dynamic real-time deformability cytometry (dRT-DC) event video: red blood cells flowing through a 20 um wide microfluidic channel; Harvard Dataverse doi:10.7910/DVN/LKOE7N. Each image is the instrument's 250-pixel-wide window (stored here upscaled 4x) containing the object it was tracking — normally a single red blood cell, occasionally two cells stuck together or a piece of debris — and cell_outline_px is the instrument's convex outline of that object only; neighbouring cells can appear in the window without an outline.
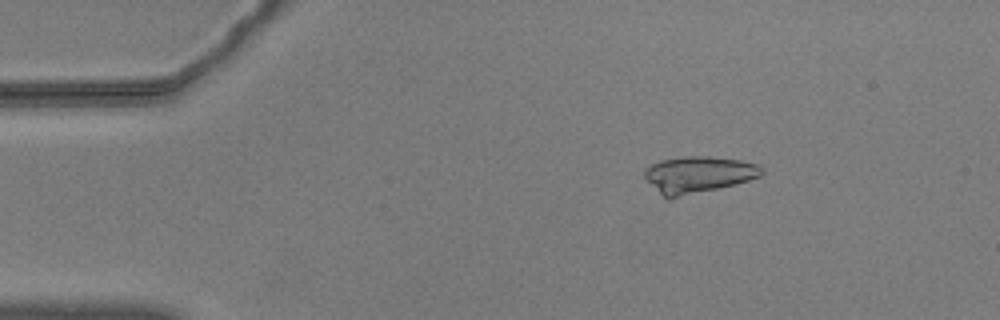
{"species": "common noctule bat (a hibernating species)", "species_latin": "Nyctalus noctula", "temperature_condition": "warm", "stored_images_in_passage": 27, "camera_frame_rate_fps": 3000, "um_per_image_px": 0.085, "animal": {"sex": "male", "body_mass_g": 20.5, "forearm_length_mm": 52.5}, "frame": {"image": 1, "passage_image": 9, "time_ms": 2.667, "image_size_px": [1000, 320], "cell_outline_px": [[764, 172], [760, 176], [736, 184], [668, 200], [644, 176], [644, 172], [652, 164], [660, 160], [684, 156], [708, 156], [740, 160], [756, 164], [764, 168]], "centroid_in_image_um": [59.38, 14.84], "position_along_channel_um": 25.6, "area_um2": 24.8}}
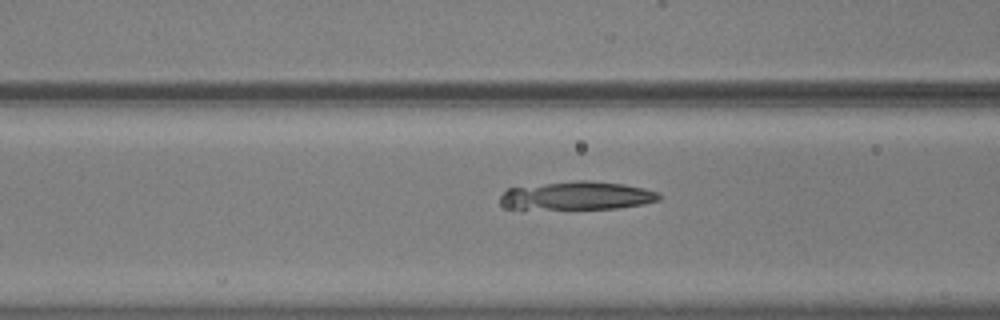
{"frame": {"image": 2, "passage_image": 22, "time_ms": 7.0, "image_size_px": [1000, 320], "cell_outline_px": [[660, 200], [644, 204], [616, 208], [504, 208], [500, 204], [500, 196], [508, 188], [576, 180], [588, 180], [624, 184], [644, 188], [660, 192]], "centroid_in_image_um": [49.08, 16.62], "position_along_channel_um": 117.5, "area_um2": 26.01}}
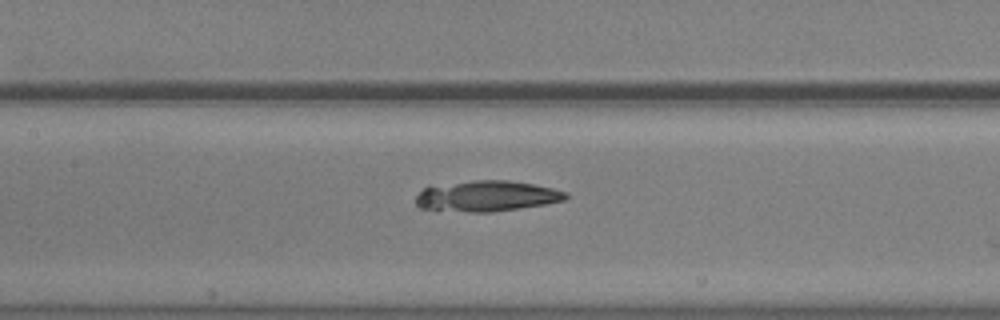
{"frame": {"image": 3, "passage_image": 26, "time_ms": 8.333, "image_size_px": [1000, 320], "cell_outline_px": [[568, 196], [564, 200], [544, 204], [492, 212], [468, 212], [420, 208], [416, 204], [416, 196], [424, 188], [476, 180], [508, 180], [532, 184], [552, 188], [568, 192]], "centroid_in_image_um": [41.4, 16.67], "position_along_channel_um": 166.0, "area_um2": 26.36}}